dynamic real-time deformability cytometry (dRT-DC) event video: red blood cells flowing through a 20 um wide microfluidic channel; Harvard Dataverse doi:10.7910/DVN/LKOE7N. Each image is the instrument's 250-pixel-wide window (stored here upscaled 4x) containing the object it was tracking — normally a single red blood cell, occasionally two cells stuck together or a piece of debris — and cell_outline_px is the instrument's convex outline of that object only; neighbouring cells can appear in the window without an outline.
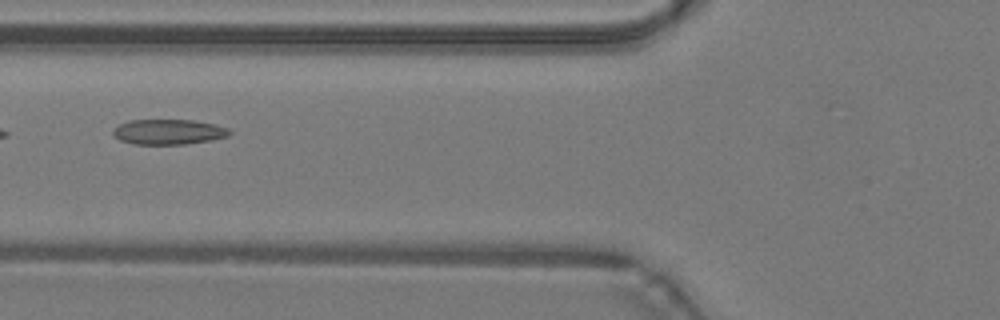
{"species": "common noctule bat (a hibernating species)", "species_latin": "Nyctalus noctula", "temperature_condition": "warm", "stored_images_in_passage": 13, "camera_frame_rate_fps": 3000, "um_per_image_px": 0.085, "animal": {"sex": "male", "body_mass_g": 19.2, "forearm_length_mm": 51.8}, "frame": {"image": 1, "passage_image": 4, "time_ms": 1.0, "image_size_px": [1000, 320], "cell_outline_px": [[232, 132], [228, 136], [212, 140], [184, 144], [136, 144], [120, 140], [112, 136], [112, 132], [120, 124], [128, 120], [192, 120], [216, 124], [228, 128]], "centroid_in_image_um": [14.34, 11.21], "position_along_channel_um": 111.5, "area_um2": 17.11}}
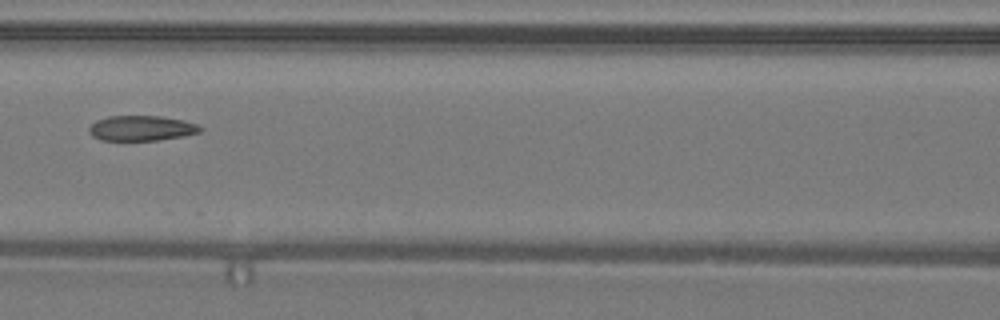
{"frame": {"image": 2, "passage_image": 7, "time_ms": 2.0, "image_size_px": [1000, 320], "cell_outline_px": [[204, 128], [200, 132], [184, 136], [156, 140], [100, 140], [92, 136], [88, 132], [88, 128], [96, 120], [108, 116], [160, 116], [184, 120], [200, 124]], "centroid_in_image_um": [12.05, 10.89], "position_along_channel_um": 154.6, "area_um2": 16.47}}
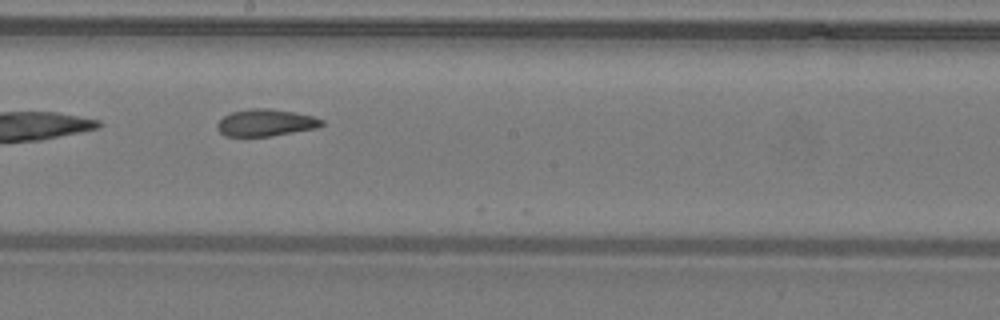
{"frame": {"image": 3, "passage_image": 12, "time_ms": 3.667, "image_size_px": [1000, 320], "cell_outline_px": [[324, 124], [316, 128], [272, 136], [224, 136], [216, 128], [216, 124], [224, 116], [232, 112], [248, 108], [268, 108], [292, 112], [312, 116], [324, 120]], "centroid_in_image_um": [22.56, 10.43], "position_along_channel_um": 225.6, "area_um2": 16.42}}